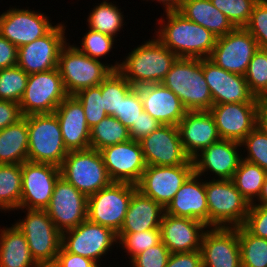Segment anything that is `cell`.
Returning <instances> with one entry per match:
<instances>
[{
	"instance_id": "obj_38",
	"label": "cell",
	"mask_w": 267,
	"mask_h": 267,
	"mask_svg": "<svg viewBox=\"0 0 267 267\" xmlns=\"http://www.w3.org/2000/svg\"><path fill=\"white\" fill-rule=\"evenodd\" d=\"M133 88L118 70L113 71L102 81L101 95L107 115L119 118L120 102Z\"/></svg>"
},
{
	"instance_id": "obj_11",
	"label": "cell",
	"mask_w": 267,
	"mask_h": 267,
	"mask_svg": "<svg viewBox=\"0 0 267 267\" xmlns=\"http://www.w3.org/2000/svg\"><path fill=\"white\" fill-rule=\"evenodd\" d=\"M62 246L68 252L90 258L102 265L104 256L113 252V247L118 249V238L111 228L86 219L77 227L62 233Z\"/></svg>"
},
{
	"instance_id": "obj_27",
	"label": "cell",
	"mask_w": 267,
	"mask_h": 267,
	"mask_svg": "<svg viewBox=\"0 0 267 267\" xmlns=\"http://www.w3.org/2000/svg\"><path fill=\"white\" fill-rule=\"evenodd\" d=\"M143 103L144 111L161 125L177 126L187 109L178 96L163 84H149L136 87Z\"/></svg>"
},
{
	"instance_id": "obj_3",
	"label": "cell",
	"mask_w": 267,
	"mask_h": 267,
	"mask_svg": "<svg viewBox=\"0 0 267 267\" xmlns=\"http://www.w3.org/2000/svg\"><path fill=\"white\" fill-rule=\"evenodd\" d=\"M161 84L178 96L187 111L210 110L213 106L203 59L178 57Z\"/></svg>"
},
{
	"instance_id": "obj_31",
	"label": "cell",
	"mask_w": 267,
	"mask_h": 267,
	"mask_svg": "<svg viewBox=\"0 0 267 267\" xmlns=\"http://www.w3.org/2000/svg\"><path fill=\"white\" fill-rule=\"evenodd\" d=\"M11 225L0 229V267H40L30 253L25 235Z\"/></svg>"
},
{
	"instance_id": "obj_18",
	"label": "cell",
	"mask_w": 267,
	"mask_h": 267,
	"mask_svg": "<svg viewBox=\"0 0 267 267\" xmlns=\"http://www.w3.org/2000/svg\"><path fill=\"white\" fill-rule=\"evenodd\" d=\"M241 148V143L233 140L212 143L192 159L194 172L204 179L209 173L210 179L231 180L242 159Z\"/></svg>"
},
{
	"instance_id": "obj_39",
	"label": "cell",
	"mask_w": 267,
	"mask_h": 267,
	"mask_svg": "<svg viewBox=\"0 0 267 267\" xmlns=\"http://www.w3.org/2000/svg\"><path fill=\"white\" fill-rule=\"evenodd\" d=\"M244 76L255 97L267 100V49L254 53Z\"/></svg>"
},
{
	"instance_id": "obj_10",
	"label": "cell",
	"mask_w": 267,
	"mask_h": 267,
	"mask_svg": "<svg viewBox=\"0 0 267 267\" xmlns=\"http://www.w3.org/2000/svg\"><path fill=\"white\" fill-rule=\"evenodd\" d=\"M68 96L57 68L29 74L24 95L19 103L23 116L51 114Z\"/></svg>"
},
{
	"instance_id": "obj_50",
	"label": "cell",
	"mask_w": 267,
	"mask_h": 267,
	"mask_svg": "<svg viewBox=\"0 0 267 267\" xmlns=\"http://www.w3.org/2000/svg\"><path fill=\"white\" fill-rule=\"evenodd\" d=\"M159 126L161 124L156 119L143 111L137 119L136 124L129 129L130 138L131 140L140 141L154 132Z\"/></svg>"
},
{
	"instance_id": "obj_48",
	"label": "cell",
	"mask_w": 267,
	"mask_h": 267,
	"mask_svg": "<svg viewBox=\"0 0 267 267\" xmlns=\"http://www.w3.org/2000/svg\"><path fill=\"white\" fill-rule=\"evenodd\" d=\"M171 252L160 242L140 254L136 255L130 262V267H166ZM131 264V265H130Z\"/></svg>"
},
{
	"instance_id": "obj_7",
	"label": "cell",
	"mask_w": 267,
	"mask_h": 267,
	"mask_svg": "<svg viewBox=\"0 0 267 267\" xmlns=\"http://www.w3.org/2000/svg\"><path fill=\"white\" fill-rule=\"evenodd\" d=\"M28 161L60 167L68 154L54 113L27 116Z\"/></svg>"
},
{
	"instance_id": "obj_28",
	"label": "cell",
	"mask_w": 267,
	"mask_h": 267,
	"mask_svg": "<svg viewBox=\"0 0 267 267\" xmlns=\"http://www.w3.org/2000/svg\"><path fill=\"white\" fill-rule=\"evenodd\" d=\"M204 177L193 172L165 208V213L199 220L208 226V206Z\"/></svg>"
},
{
	"instance_id": "obj_2",
	"label": "cell",
	"mask_w": 267,
	"mask_h": 267,
	"mask_svg": "<svg viewBox=\"0 0 267 267\" xmlns=\"http://www.w3.org/2000/svg\"><path fill=\"white\" fill-rule=\"evenodd\" d=\"M152 38L135 46L120 62L118 71L133 87L162 83L178 58L155 36Z\"/></svg>"
},
{
	"instance_id": "obj_30",
	"label": "cell",
	"mask_w": 267,
	"mask_h": 267,
	"mask_svg": "<svg viewBox=\"0 0 267 267\" xmlns=\"http://www.w3.org/2000/svg\"><path fill=\"white\" fill-rule=\"evenodd\" d=\"M178 12L186 19L211 31L217 38L235 28L211 0H183Z\"/></svg>"
},
{
	"instance_id": "obj_34",
	"label": "cell",
	"mask_w": 267,
	"mask_h": 267,
	"mask_svg": "<svg viewBox=\"0 0 267 267\" xmlns=\"http://www.w3.org/2000/svg\"><path fill=\"white\" fill-rule=\"evenodd\" d=\"M21 164H0V211L9 213L20 206L22 196Z\"/></svg>"
},
{
	"instance_id": "obj_45",
	"label": "cell",
	"mask_w": 267,
	"mask_h": 267,
	"mask_svg": "<svg viewBox=\"0 0 267 267\" xmlns=\"http://www.w3.org/2000/svg\"><path fill=\"white\" fill-rule=\"evenodd\" d=\"M258 0H211L212 4L219 9L237 27H245L251 17L255 3Z\"/></svg>"
},
{
	"instance_id": "obj_33",
	"label": "cell",
	"mask_w": 267,
	"mask_h": 267,
	"mask_svg": "<svg viewBox=\"0 0 267 267\" xmlns=\"http://www.w3.org/2000/svg\"><path fill=\"white\" fill-rule=\"evenodd\" d=\"M116 2L109 0H103L101 3L91 8L87 20L88 28L110 35L114 38L118 36V32L126 25L124 23V15L121 12V8ZM117 35V36H116Z\"/></svg>"
},
{
	"instance_id": "obj_25",
	"label": "cell",
	"mask_w": 267,
	"mask_h": 267,
	"mask_svg": "<svg viewBox=\"0 0 267 267\" xmlns=\"http://www.w3.org/2000/svg\"><path fill=\"white\" fill-rule=\"evenodd\" d=\"M177 127L184 152L190 159L221 139L209 110L187 111Z\"/></svg>"
},
{
	"instance_id": "obj_56",
	"label": "cell",
	"mask_w": 267,
	"mask_h": 267,
	"mask_svg": "<svg viewBox=\"0 0 267 267\" xmlns=\"http://www.w3.org/2000/svg\"><path fill=\"white\" fill-rule=\"evenodd\" d=\"M143 1H149V0H143ZM152 2H158L163 6L164 13L165 12H174L179 11L183 0H151Z\"/></svg>"
},
{
	"instance_id": "obj_5",
	"label": "cell",
	"mask_w": 267,
	"mask_h": 267,
	"mask_svg": "<svg viewBox=\"0 0 267 267\" xmlns=\"http://www.w3.org/2000/svg\"><path fill=\"white\" fill-rule=\"evenodd\" d=\"M16 210L25 212L26 216L13 224L25 235L33 259L40 267H52L62 247V233L46 210Z\"/></svg>"
},
{
	"instance_id": "obj_17",
	"label": "cell",
	"mask_w": 267,
	"mask_h": 267,
	"mask_svg": "<svg viewBox=\"0 0 267 267\" xmlns=\"http://www.w3.org/2000/svg\"><path fill=\"white\" fill-rule=\"evenodd\" d=\"M88 197L60 177L45 209L61 232L73 229L87 219Z\"/></svg>"
},
{
	"instance_id": "obj_46",
	"label": "cell",
	"mask_w": 267,
	"mask_h": 267,
	"mask_svg": "<svg viewBox=\"0 0 267 267\" xmlns=\"http://www.w3.org/2000/svg\"><path fill=\"white\" fill-rule=\"evenodd\" d=\"M245 29L257 41L260 49H267V0H258Z\"/></svg>"
},
{
	"instance_id": "obj_49",
	"label": "cell",
	"mask_w": 267,
	"mask_h": 267,
	"mask_svg": "<svg viewBox=\"0 0 267 267\" xmlns=\"http://www.w3.org/2000/svg\"><path fill=\"white\" fill-rule=\"evenodd\" d=\"M243 226L254 236L267 239V204H250Z\"/></svg>"
},
{
	"instance_id": "obj_44",
	"label": "cell",
	"mask_w": 267,
	"mask_h": 267,
	"mask_svg": "<svg viewBox=\"0 0 267 267\" xmlns=\"http://www.w3.org/2000/svg\"><path fill=\"white\" fill-rule=\"evenodd\" d=\"M240 143L243 147L242 159L267 171V135L255 127Z\"/></svg>"
},
{
	"instance_id": "obj_53",
	"label": "cell",
	"mask_w": 267,
	"mask_h": 267,
	"mask_svg": "<svg viewBox=\"0 0 267 267\" xmlns=\"http://www.w3.org/2000/svg\"><path fill=\"white\" fill-rule=\"evenodd\" d=\"M22 117L19 103L0 100V130L17 122Z\"/></svg>"
},
{
	"instance_id": "obj_16",
	"label": "cell",
	"mask_w": 267,
	"mask_h": 267,
	"mask_svg": "<svg viewBox=\"0 0 267 267\" xmlns=\"http://www.w3.org/2000/svg\"><path fill=\"white\" fill-rule=\"evenodd\" d=\"M258 49L257 41L245 27H237L216 39L209 59L228 72L245 75Z\"/></svg>"
},
{
	"instance_id": "obj_8",
	"label": "cell",
	"mask_w": 267,
	"mask_h": 267,
	"mask_svg": "<svg viewBox=\"0 0 267 267\" xmlns=\"http://www.w3.org/2000/svg\"><path fill=\"white\" fill-rule=\"evenodd\" d=\"M60 171L61 177L87 197L113 182L100 151L93 148L69 151Z\"/></svg>"
},
{
	"instance_id": "obj_26",
	"label": "cell",
	"mask_w": 267,
	"mask_h": 267,
	"mask_svg": "<svg viewBox=\"0 0 267 267\" xmlns=\"http://www.w3.org/2000/svg\"><path fill=\"white\" fill-rule=\"evenodd\" d=\"M53 113L59 121L63 142L68 151L90 148V128L82 104L75 95H68Z\"/></svg>"
},
{
	"instance_id": "obj_9",
	"label": "cell",
	"mask_w": 267,
	"mask_h": 267,
	"mask_svg": "<svg viewBox=\"0 0 267 267\" xmlns=\"http://www.w3.org/2000/svg\"><path fill=\"white\" fill-rule=\"evenodd\" d=\"M137 185L112 182L88 197L87 219L118 233L124 223L132 194Z\"/></svg>"
},
{
	"instance_id": "obj_23",
	"label": "cell",
	"mask_w": 267,
	"mask_h": 267,
	"mask_svg": "<svg viewBox=\"0 0 267 267\" xmlns=\"http://www.w3.org/2000/svg\"><path fill=\"white\" fill-rule=\"evenodd\" d=\"M260 103H225L213 105L212 114L221 139L241 142L257 124Z\"/></svg>"
},
{
	"instance_id": "obj_55",
	"label": "cell",
	"mask_w": 267,
	"mask_h": 267,
	"mask_svg": "<svg viewBox=\"0 0 267 267\" xmlns=\"http://www.w3.org/2000/svg\"><path fill=\"white\" fill-rule=\"evenodd\" d=\"M256 127L267 135V100L260 101L257 111Z\"/></svg>"
},
{
	"instance_id": "obj_35",
	"label": "cell",
	"mask_w": 267,
	"mask_h": 267,
	"mask_svg": "<svg viewBox=\"0 0 267 267\" xmlns=\"http://www.w3.org/2000/svg\"><path fill=\"white\" fill-rule=\"evenodd\" d=\"M266 175L267 171L257 164L241 159L231 180L242 196L252 204L261 194Z\"/></svg>"
},
{
	"instance_id": "obj_24",
	"label": "cell",
	"mask_w": 267,
	"mask_h": 267,
	"mask_svg": "<svg viewBox=\"0 0 267 267\" xmlns=\"http://www.w3.org/2000/svg\"><path fill=\"white\" fill-rule=\"evenodd\" d=\"M207 228L199 220L164 213L160 224L161 242L171 253L200 250Z\"/></svg>"
},
{
	"instance_id": "obj_12",
	"label": "cell",
	"mask_w": 267,
	"mask_h": 267,
	"mask_svg": "<svg viewBox=\"0 0 267 267\" xmlns=\"http://www.w3.org/2000/svg\"><path fill=\"white\" fill-rule=\"evenodd\" d=\"M66 27L63 22L57 23L43 37L19 47L17 65L27 74L57 68L60 51L69 40Z\"/></svg>"
},
{
	"instance_id": "obj_32",
	"label": "cell",
	"mask_w": 267,
	"mask_h": 267,
	"mask_svg": "<svg viewBox=\"0 0 267 267\" xmlns=\"http://www.w3.org/2000/svg\"><path fill=\"white\" fill-rule=\"evenodd\" d=\"M28 161L27 116L0 130V164Z\"/></svg>"
},
{
	"instance_id": "obj_4",
	"label": "cell",
	"mask_w": 267,
	"mask_h": 267,
	"mask_svg": "<svg viewBox=\"0 0 267 267\" xmlns=\"http://www.w3.org/2000/svg\"><path fill=\"white\" fill-rule=\"evenodd\" d=\"M92 59L80 52L68 41L61 49L57 69L62 77L64 88L68 95L97 86L113 71H117L121 60L108 64L105 60Z\"/></svg>"
},
{
	"instance_id": "obj_29",
	"label": "cell",
	"mask_w": 267,
	"mask_h": 267,
	"mask_svg": "<svg viewBox=\"0 0 267 267\" xmlns=\"http://www.w3.org/2000/svg\"><path fill=\"white\" fill-rule=\"evenodd\" d=\"M165 209L139 190L132 194L124 223L118 233H135L160 229Z\"/></svg>"
},
{
	"instance_id": "obj_47",
	"label": "cell",
	"mask_w": 267,
	"mask_h": 267,
	"mask_svg": "<svg viewBox=\"0 0 267 267\" xmlns=\"http://www.w3.org/2000/svg\"><path fill=\"white\" fill-rule=\"evenodd\" d=\"M143 103L139 90L134 87L120 102L119 118L125 127L130 129L136 124L137 119L143 113Z\"/></svg>"
},
{
	"instance_id": "obj_41",
	"label": "cell",
	"mask_w": 267,
	"mask_h": 267,
	"mask_svg": "<svg viewBox=\"0 0 267 267\" xmlns=\"http://www.w3.org/2000/svg\"><path fill=\"white\" fill-rule=\"evenodd\" d=\"M118 247L124 250L130 262L136 255L161 242L160 229H150L135 233H117Z\"/></svg>"
},
{
	"instance_id": "obj_19",
	"label": "cell",
	"mask_w": 267,
	"mask_h": 267,
	"mask_svg": "<svg viewBox=\"0 0 267 267\" xmlns=\"http://www.w3.org/2000/svg\"><path fill=\"white\" fill-rule=\"evenodd\" d=\"M203 72L208 84L213 105L225 103H260L250 91L244 75L232 73L203 58Z\"/></svg>"
},
{
	"instance_id": "obj_54",
	"label": "cell",
	"mask_w": 267,
	"mask_h": 267,
	"mask_svg": "<svg viewBox=\"0 0 267 267\" xmlns=\"http://www.w3.org/2000/svg\"><path fill=\"white\" fill-rule=\"evenodd\" d=\"M18 62V48L0 35V69L16 66Z\"/></svg>"
},
{
	"instance_id": "obj_40",
	"label": "cell",
	"mask_w": 267,
	"mask_h": 267,
	"mask_svg": "<svg viewBox=\"0 0 267 267\" xmlns=\"http://www.w3.org/2000/svg\"><path fill=\"white\" fill-rule=\"evenodd\" d=\"M29 74L18 65L0 69V100L20 103L27 85Z\"/></svg>"
},
{
	"instance_id": "obj_37",
	"label": "cell",
	"mask_w": 267,
	"mask_h": 267,
	"mask_svg": "<svg viewBox=\"0 0 267 267\" xmlns=\"http://www.w3.org/2000/svg\"><path fill=\"white\" fill-rule=\"evenodd\" d=\"M241 267H267V239L238 226Z\"/></svg>"
},
{
	"instance_id": "obj_36",
	"label": "cell",
	"mask_w": 267,
	"mask_h": 267,
	"mask_svg": "<svg viewBox=\"0 0 267 267\" xmlns=\"http://www.w3.org/2000/svg\"><path fill=\"white\" fill-rule=\"evenodd\" d=\"M130 139L129 129L110 115L90 129V148L98 151Z\"/></svg>"
},
{
	"instance_id": "obj_22",
	"label": "cell",
	"mask_w": 267,
	"mask_h": 267,
	"mask_svg": "<svg viewBox=\"0 0 267 267\" xmlns=\"http://www.w3.org/2000/svg\"><path fill=\"white\" fill-rule=\"evenodd\" d=\"M200 251L203 267H241L238 227H208Z\"/></svg>"
},
{
	"instance_id": "obj_14",
	"label": "cell",
	"mask_w": 267,
	"mask_h": 267,
	"mask_svg": "<svg viewBox=\"0 0 267 267\" xmlns=\"http://www.w3.org/2000/svg\"><path fill=\"white\" fill-rule=\"evenodd\" d=\"M193 172L192 159L179 166H146L137 190L165 209Z\"/></svg>"
},
{
	"instance_id": "obj_20",
	"label": "cell",
	"mask_w": 267,
	"mask_h": 267,
	"mask_svg": "<svg viewBox=\"0 0 267 267\" xmlns=\"http://www.w3.org/2000/svg\"><path fill=\"white\" fill-rule=\"evenodd\" d=\"M104 165L113 182H125L137 185L146 169L141 144L139 141L107 146L100 150Z\"/></svg>"
},
{
	"instance_id": "obj_43",
	"label": "cell",
	"mask_w": 267,
	"mask_h": 267,
	"mask_svg": "<svg viewBox=\"0 0 267 267\" xmlns=\"http://www.w3.org/2000/svg\"><path fill=\"white\" fill-rule=\"evenodd\" d=\"M75 96L84 109L88 127L91 129L100 123L107 115L101 95V83L78 91Z\"/></svg>"
},
{
	"instance_id": "obj_15",
	"label": "cell",
	"mask_w": 267,
	"mask_h": 267,
	"mask_svg": "<svg viewBox=\"0 0 267 267\" xmlns=\"http://www.w3.org/2000/svg\"><path fill=\"white\" fill-rule=\"evenodd\" d=\"M21 172L22 196L19 209L45 210L50 204L55 184L61 177L60 167L26 161L21 164Z\"/></svg>"
},
{
	"instance_id": "obj_21",
	"label": "cell",
	"mask_w": 267,
	"mask_h": 267,
	"mask_svg": "<svg viewBox=\"0 0 267 267\" xmlns=\"http://www.w3.org/2000/svg\"><path fill=\"white\" fill-rule=\"evenodd\" d=\"M139 142L147 166H179L190 159L184 152L177 126L161 125Z\"/></svg>"
},
{
	"instance_id": "obj_13",
	"label": "cell",
	"mask_w": 267,
	"mask_h": 267,
	"mask_svg": "<svg viewBox=\"0 0 267 267\" xmlns=\"http://www.w3.org/2000/svg\"><path fill=\"white\" fill-rule=\"evenodd\" d=\"M32 9L10 6L0 14V35L17 48L43 37L55 26L45 12Z\"/></svg>"
},
{
	"instance_id": "obj_51",
	"label": "cell",
	"mask_w": 267,
	"mask_h": 267,
	"mask_svg": "<svg viewBox=\"0 0 267 267\" xmlns=\"http://www.w3.org/2000/svg\"><path fill=\"white\" fill-rule=\"evenodd\" d=\"M100 265L90 258L68 252L63 246L57 254L52 267H99Z\"/></svg>"
},
{
	"instance_id": "obj_42",
	"label": "cell",
	"mask_w": 267,
	"mask_h": 267,
	"mask_svg": "<svg viewBox=\"0 0 267 267\" xmlns=\"http://www.w3.org/2000/svg\"><path fill=\"white\" fill-rule=\"evenodd\" d=\"M79 41L80 45L72 43L80 52L86 54L92 59L102 61L103 58L110 54L117 40L107 34L94 31L90 28L84 33ZM101 59V60H100Z\"/></svg>"
},
{
	"instance_id": "obj_6",
	"label": "cell",
	"mask_w": 267,
	"mask_h": 267,
	"mask_svg": "<svg viewBox=\"0 0 267 267\" xmlns=\"http://www.w3.org/2000/svg\"><path fill=\"white\" fill-rule=\"evenodd\" d=\"M205 179L208 227H238L245 223L250 203L232 180Z\"/></svg>"
},
{
	"instance_id": "obj_52",
	"label": "cell",
	"mask_w": 267,
	"mask_h": 267,
	"mask_svg": "<svg viewBox=\"0 0 267 267\" xmlns=\"http://www.w3.org/2000/svg\"><path fill=\"white\" fill-rule=\"evenodd\" d=\"M166 267H203L202 253L200 250L171 253Z\"/></svg>"
},
{
	"instance_id": "obj_57",
	"label": "cell",
	"mask_w": 267,
	"mask_h": 267,
	"mask_svg": "<svg viewBox=\"0 0 267 267\" xmlns=\"http://www.w3.org/2000/svg\"><path fill=\"white\" fill-rule=\"evenodd\" d=\"M253 204H267V175L259 198Z\"/></svg>"
},
{
	"instance_id": "obj_1",
	"label": "cell",
	"mask_w": 267,
	"mask_h": 267,
	"mask_svg": "<svg viewBox=\"0 0 267 267\" xmlns=\"http://www.w3.org/2000/svg\"><path fill=\"white\" fill-rule=\"evenodd\" d=\"M158 19L154 36L179 58H209L217 37L205 27L186 19L178 11Z\"/></svg>"
}]
</instances>
